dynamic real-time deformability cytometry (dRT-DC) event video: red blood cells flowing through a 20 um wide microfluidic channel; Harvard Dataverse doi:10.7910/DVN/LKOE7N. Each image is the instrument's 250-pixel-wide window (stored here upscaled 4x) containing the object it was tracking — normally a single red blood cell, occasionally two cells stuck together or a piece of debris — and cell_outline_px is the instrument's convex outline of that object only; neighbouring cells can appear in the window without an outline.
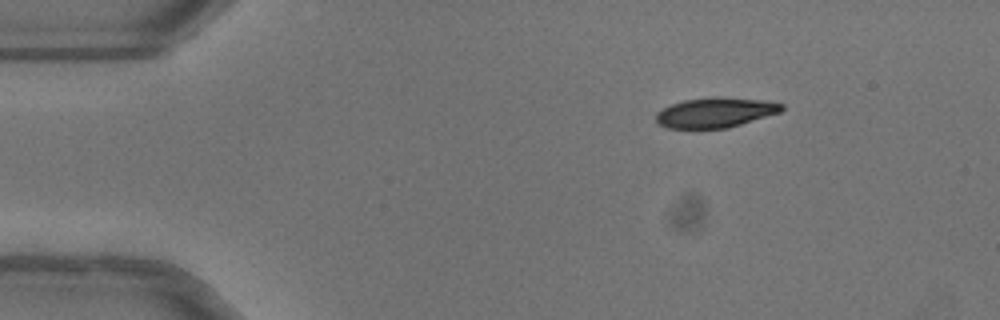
{"species": "common noctule bat (a hibernating species)", "species_latin": "Nyctalus noctula", "temperature_condition": "warm", "stored_images_in_passage": 44, "camera_frame_rate_fps": 3000, "um_per_image_px": 0.085, "animal": {"sex": "female"}, "frame": {"image": 1, "passage_image": 1, "time_ms": 0.0, "image_size_px": [1000, 320], "cell_outline_px": [[784, 108], [780, 112], [728, 128], [668, 128], [656, 124], [656, 112], [672, 104], [684, 100], [712, 96], [720, 96], [760, 100], [784, 104]], "centroid_in_image_um": [60.78, 9.56], "position_along_channel_um": 24.2, "area_um2": 21.96}}
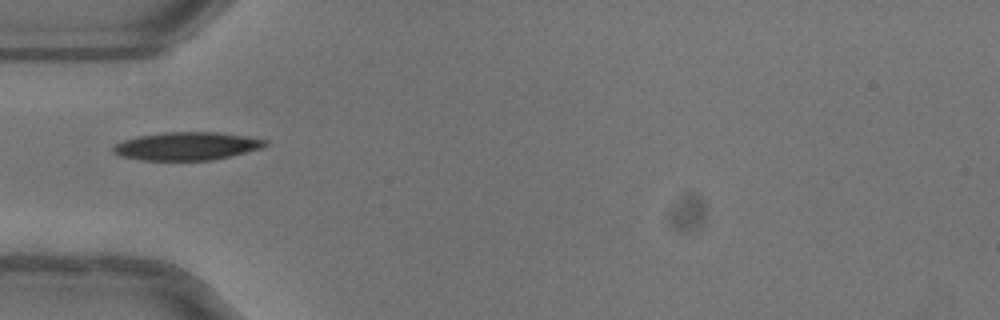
{"frame": {"image": 2, "passage_image": 10, "time_ms": 3.0, "image_size_px": [1000, 320], "cell_outline_px": [[268, 144], [264, 148], [212, 160], [140, 160], [120, 156], [112, 152], [112, 148], [116, 144], [124, 140], [136, 136], [164, 132], [216, 132], [248, 136], [268, 140]], "centroid_in_image_um": [15.89, 12.41], "position_along_channel_um": 69.1, "area_um2": 25.03}}
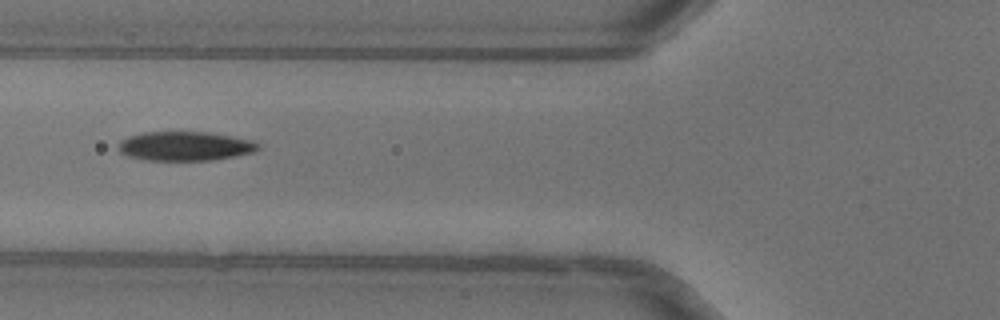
{"frame": {"image": 3, "passage_image": 13, "time_ms": 4.0, "image_size_px": [1000, 320], "cell_outline_px": [[264, 144], [256, 152], [212, 160], [148, 160], [128, 156], [120, 152], [120, 140], [128, 136], [144, 132], [208, 132], [252, 140]], "centroid_in_image_um": [15.79, 12.42], "position_along_channel_um": 110.0, "area_um2": 23.81}, "authors_computed_cell_mechanics": {"area_um2": 24.1604, "velocity_mm_per_s": 4.0366, "shape_relaxation_time_tau1_ms": 4.1828, "shape_relaxation_time_tau2_ms": 4.3928, "deformation_change_tau1": 0.1598, "deformation_change_tau2": 0.0757}}